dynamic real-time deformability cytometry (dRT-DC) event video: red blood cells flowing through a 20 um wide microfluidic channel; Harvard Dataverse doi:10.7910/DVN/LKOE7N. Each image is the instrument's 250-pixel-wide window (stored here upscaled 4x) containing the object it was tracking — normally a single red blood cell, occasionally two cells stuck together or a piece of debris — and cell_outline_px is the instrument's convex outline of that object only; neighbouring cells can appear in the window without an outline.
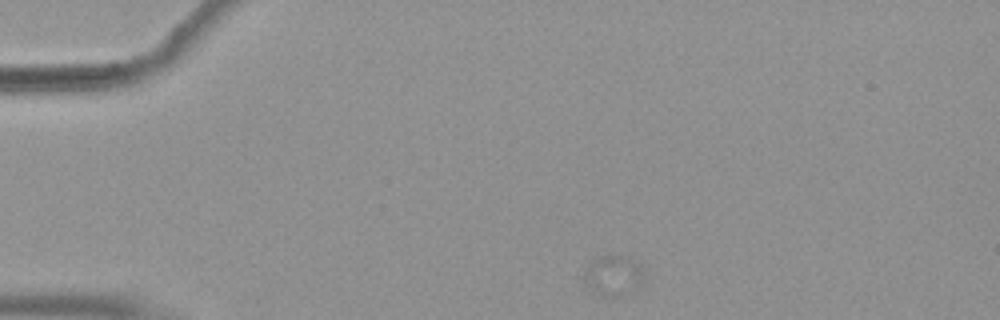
{"species": "common noctule bat (a hibernating species)", "species_latin": "Nyctalus noctula", "temperature_condition": "warm", "stored_images_in_passage": 41, "camera_frame_rate_fps": 3000, "um_per_image_px": 0.085, "animal": {"sex": "female", "body_mass_g": 19.9}, "frame": {"image": 1, "passage_image": 1, "time_ms": 0.0, "image_size_px": [1000, 320], "cell_outline_px": [[644, 280], [640, 288], [616, 296], [604, 296], [592, 288], [584, 280], [584, 264], [600, 256], [632, 256], [644, 264]], "centroid_in_image_um": [52.22, 23.35], "position_along_channel_um": 32.8, "area_um2": 14.45}}
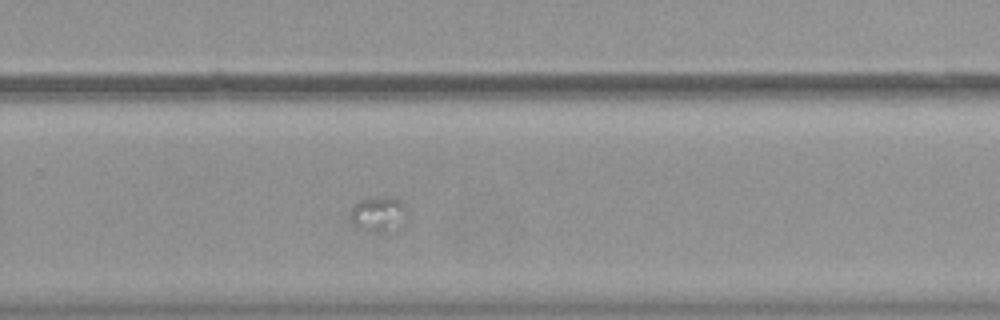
{"frame": {"image": 2, "passage_image": 29, "time_ms": 9.333, "image_size_px": [1000, 320], "cell_outline_px": [[408, 224], [404, 228], [384, 232], [372, 232], [356, 228], [352, 224], [348, 216], [348, 212], [360, 200], [368, 196], [396, 196], [400, 200], [408, 212]], "centroid_in_image_um": [32.23, 18.21], "position_along_channel_um": 297.6, "area_um2": 12.77}}
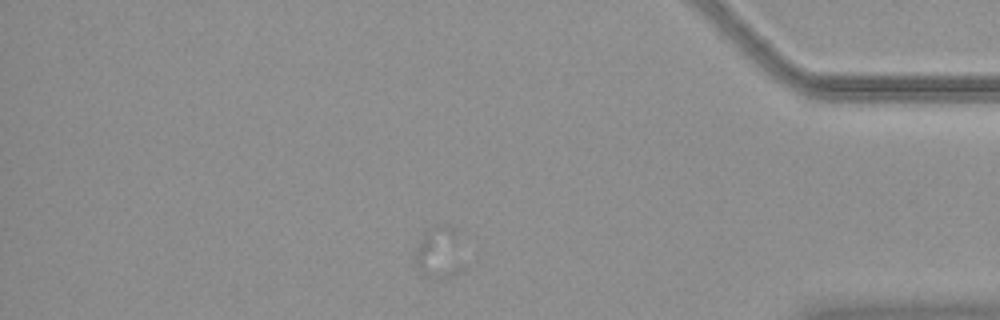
{"frame": {"image": 3, "passage_image": 40, "time_ms": 13.0, "image_size_px": [1000, 320], "cell_outline_px": [[464, 268], [460, 272], [436, 280], [420, 276], [412, 264], [412, 256], [424, 232], [436, 224], [452, 224], [456, 232]], "centroid_in_image_um": [37.25, 21.51], "position_along_channel_um": 398.0, "area_um2": 15.55}}